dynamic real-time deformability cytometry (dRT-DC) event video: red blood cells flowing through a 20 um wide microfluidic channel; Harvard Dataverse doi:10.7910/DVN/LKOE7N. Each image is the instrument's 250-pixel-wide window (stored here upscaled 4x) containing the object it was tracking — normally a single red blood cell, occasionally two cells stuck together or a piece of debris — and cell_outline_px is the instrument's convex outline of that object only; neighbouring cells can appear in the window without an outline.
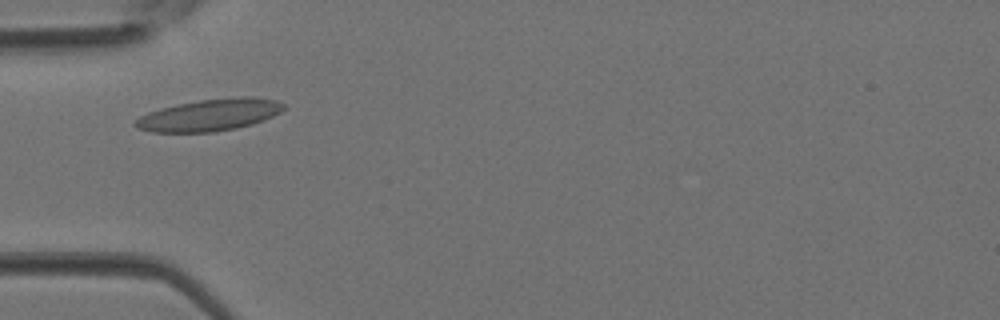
{"species": "Egyptian fruit bat (a non-hibernating species)", "species_latin": "Rousettus aegyptiacus", "temperature_condition": "room temperature", "stored_images_in_passage": 2, "camera_frame_rate_fps": 3000, "um_per_image_px": 0.085, "animal": {"sex": "female"}, "frame": {"image": 1, "passage_image": 2, "time_ms": 0.333, "image_size_px": [1000, 320], "cell_outline_px": [[284, 108], [280, 112], [264, 120], [252, 124], [236, 128], [216, 132], [152, 132], [136, 128], [132, 124], [140, 116], [148, 112], [160, 108], [176, 104], [200, 100], [240, 96], [252, 96], [276, 100], [284, 104]], "centroid_in_image_um": [17.8, 9.77], "position_along_channel_um": 67.2, "area_um2": 27.69}}